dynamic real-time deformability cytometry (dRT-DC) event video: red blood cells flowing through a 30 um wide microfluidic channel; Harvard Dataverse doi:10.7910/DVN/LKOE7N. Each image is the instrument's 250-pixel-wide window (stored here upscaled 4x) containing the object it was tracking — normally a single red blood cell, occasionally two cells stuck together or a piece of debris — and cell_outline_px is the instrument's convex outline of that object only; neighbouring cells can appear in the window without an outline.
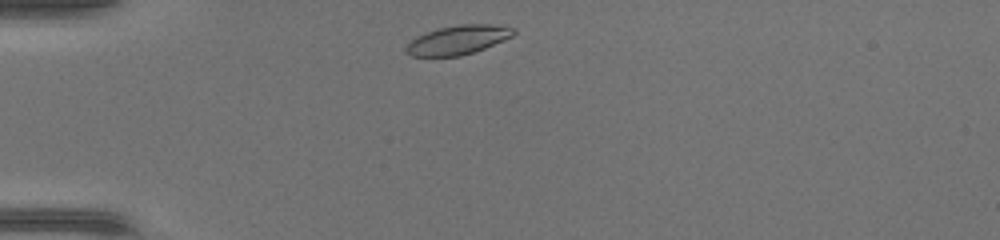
{"species": "common noctule bat (a hibernating species)", "species_latin": "Nyctalus noctula", "temperature_condition": "warm", "stored_images_in_passage": 35, "camera_frame_rate_fps": 3000, "um_per_image_px": 0.085, "animal": {"sex": "female", "body_mass_g": 17.0, "forearm_length_mm": 48.0}, "frame": {"image": 1, "passage_image": 1, "time_ms": 0.0, "image_size_px": [1000, 240], "cell_outline_px": [[516, 32], [512, 36], [484, 48], [460, 56], [412, 56], [404, 52], [404, 48], [416, 36], [440, 28], [460, 24], [492, 24], [516, 28]], "centroid_in_image_um": [38.92, 3.39], "position_along_channel_um": 46.1, "area_um2": 18.03}}
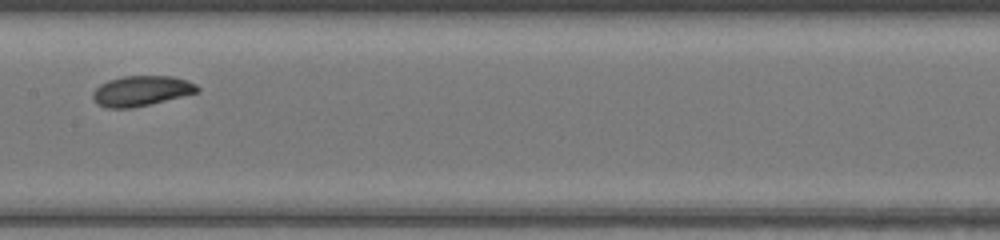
{"frame": {"image": 2, "passage_image": 13, "time_ms": 4.0, "image_size_px": [1000, 240], "cell_outline_px": [[200, 92], [132, 108], [108, 108], [96, 104], [92, 96], [92, 92], [100, 84], [108, 80], [124, 76], [172, 76], [188, 80], [196, 84], [200, 88]], "centroid_in_image_um": [12.02, 7.72], "position_along_channel_um": 195.4, "area_um2": 18.5}}
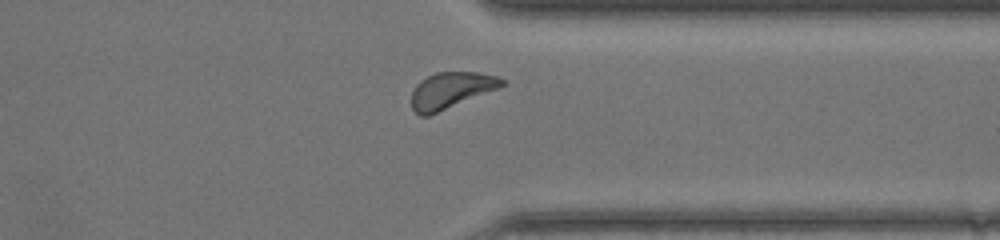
{"frame": {"image": 3, "passage_image": 25, "time_ms": 8.0, "image_size_px": [1000, 240], "cell_outline_px": [[508, 84], [500, 88], [428, 116], [420, 116], [412, 108], [412, 92], [416, 84], [420, 80], [436, 72], [480, 72], [496, 76], [504, 80]], "centroid_in_image_um": [38.36, 7.67], "position_along_channel_um": 373.0, "area_um2": 19.19}}